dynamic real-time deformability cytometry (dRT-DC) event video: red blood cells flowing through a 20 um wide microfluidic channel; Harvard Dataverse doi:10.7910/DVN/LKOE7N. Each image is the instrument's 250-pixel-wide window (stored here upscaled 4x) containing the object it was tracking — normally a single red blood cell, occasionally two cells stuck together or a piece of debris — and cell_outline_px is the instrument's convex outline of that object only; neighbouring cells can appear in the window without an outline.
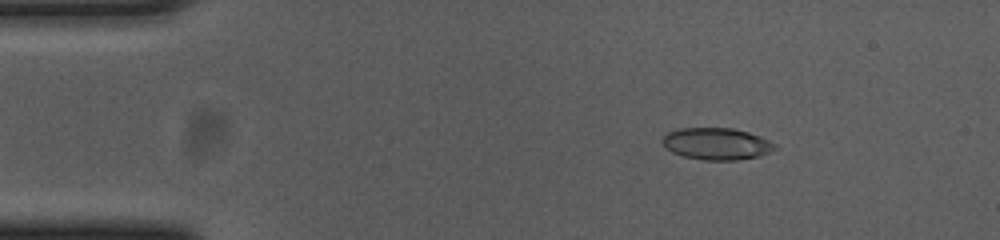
{"species": "common noctule bat (a hibernating species)", "species_latin": "Nyctalus noctula", "temperature_condition": "cold", "stored_images_in_passage": 55, "camera_frame_rate_fps": 3000, "um_per_image_px": 0.085, "animal": {"sex": "female", "body_mass_g": 23.0, "forearm_length_mm": 53.4}, "frame": {"image": 1, "passage_image": 8, "time_ms": 2.333, "image_size_px": [1000, 240], "cell_outline_px": [[776, 148], [768, 152], [756, 156], [736, 160], [704, 160], [684, 156], [672, 152], [664, 144], [664, 136], [668, 132], [680, 128], [732, 128], [748, 132], [760, 136], [776, 144]], "centroid_in_image_um": [60.92, 12.21], "position_along_channel_um": 24.1, "area_um2": 20.52}}
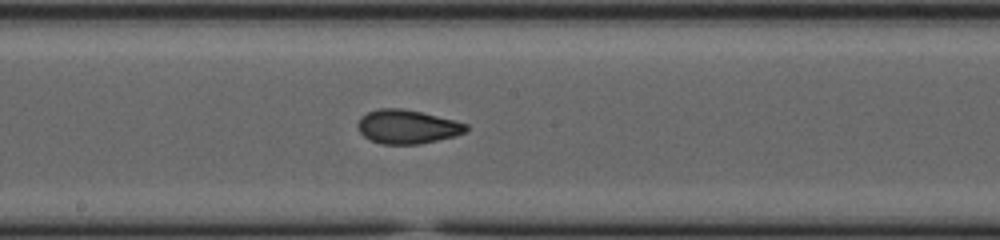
{"frame": {"image": 2, "passage_image": 29, "time_ms": 9.333, "image_size_px": [1000, 240], "cell_outline_px": [[468, 128], [464, 132], [456, 136], [420, 144], [380, 144], [364, 136], [360, 132], [356, 124], [360, 116], [368, 112], [380, 108], [404, 108], [468, 124]], "centroid_in_image_um": [34.58, 10.77], "position_along_channel_um": 213.6, "area_um2": 21.33}}
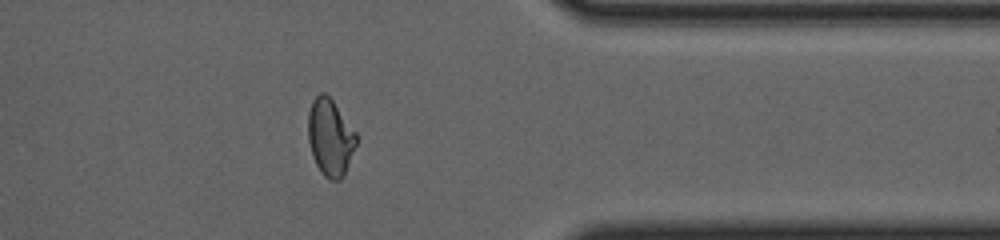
{"frame": {"image": 3, "passage_image": 44, "time_ms": 14.333, "image_size_px": [1000, 240], "cell_outline_px": [[356, 144], [344, 176], [340, 180], [328, 180], [320, 172], [312, 156], [308, 140], [308, 112], [312, 100], [320, 92], [324, 92], [332, 100], [356, 132]], "centroid_in_image_um": [28.05, 11.69], "position_along_channel_um": 383.4, "area_um2": 21.62}, "authors_computed_cell_mechanics": {"area_um2": 21.4438, "velocity_mm_per_s": 3.6855, "shape_relaxation_time_tau1_ms": 9.9649, "shape_relaxation_time_tau2_ms": 1.695, "deformation_change_tau1": 0.2514, "deformation_change_tau2": 0.0695}}